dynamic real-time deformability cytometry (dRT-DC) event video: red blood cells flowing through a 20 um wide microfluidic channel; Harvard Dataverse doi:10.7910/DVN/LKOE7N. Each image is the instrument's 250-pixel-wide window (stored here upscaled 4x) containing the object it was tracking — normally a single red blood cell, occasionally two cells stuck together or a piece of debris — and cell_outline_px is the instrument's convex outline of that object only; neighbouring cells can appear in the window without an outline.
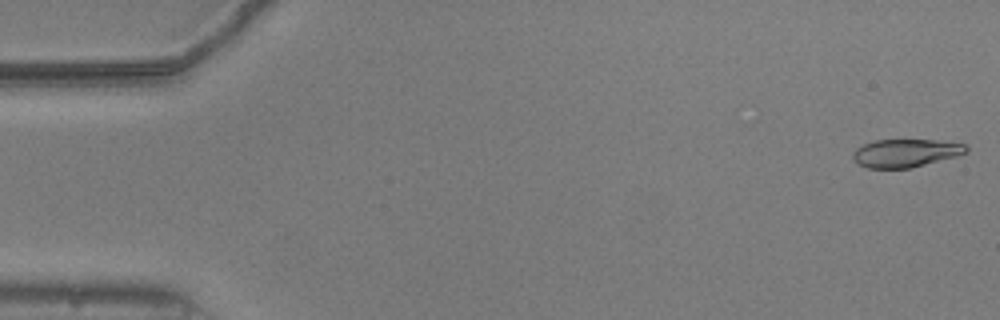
{"species": "common noctule bat (a hibernating species)", "species_latin": "Nyctalus noctula", "temperature_condition": "warm", "stored_images_in_passage": 54, "camera_frame_rate_fps": 3000, "um_per_image_px": 0.085, "animal": {"sex": "male", "body_mass_g": 20.5, "forearm_length_mm": 52.5}, "frame": {"image": 1, "passage_image": 1, "time_ms": 0.0, "image_size_px": [1000, 320], "cell_outline_px": [[968, 152], [956, 156], [908, 168], [868, 168], [860, 164], [852, 156], [852, 152], [856, 148], [872, 140], [936, 140], [968, 144]], "centroid_in_image_um": [76.99, 12.99], "position_along_channel_um": 8.0, "area_um2": 18.38}}
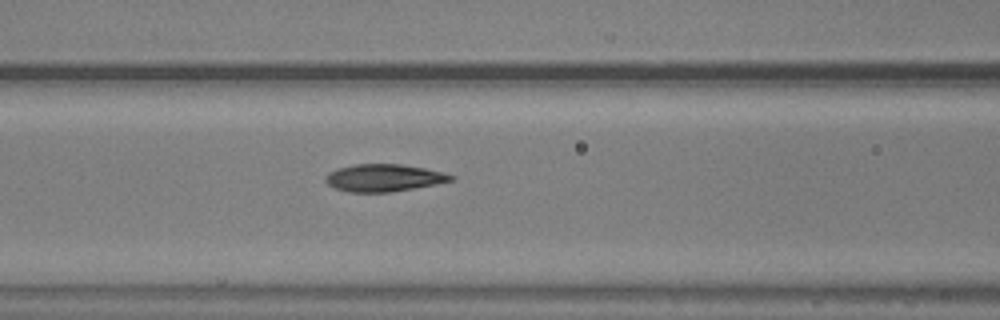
{"frame": {"image": 2, "passage_image": 22, "time_ms": 7.0, "image_size_px": [1000, 320], "cell_outline_px": [[456, 176], [452, 180], [436, 184], [392, 192], [348, 192], [336, 188], [328, 184], [324, 180], [324, 176], [328, 172], [336, 168], [356, 164], [400, 164], [424, 168], [444, 172]], "centroid_in_image_um": [32.6, 15.11], "position_along_channel_um": 134.0, "area_um2": 20.06}}
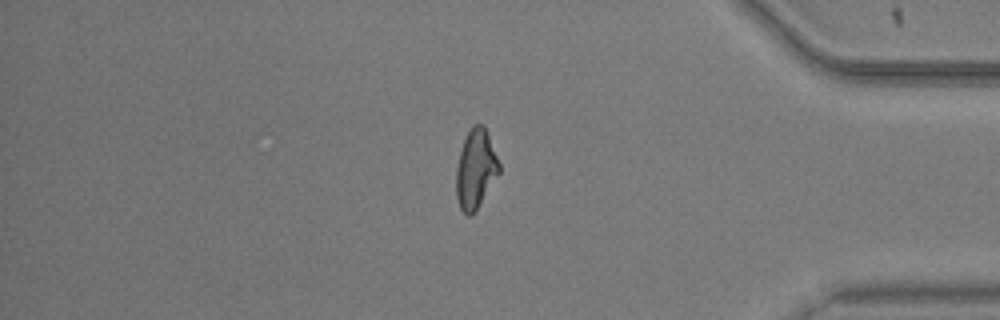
{"frame": {"image": 3, "passage_image": 45, "time_ms": 14.667, "image_size_px": [1000, 320], "cell_outline_px": [[500, 172], [472, 216], [468, 216], [460, 208], [456, 196], [456, 168], [460, 152], [464, 140], [472, 124], [484, 124], [500, 164]], "centroid_in_image_um": [40.43, 14.36], "position_along_channel_um": 394.8, "area_um2": 19.71}, "authors_computed_cell_mechanics": {"area_um2": 19.9988, "velocity_mm_per_s": 3.7757, "shape_relaxation_time_tau1_ms": null, "shape_relaxation_time_tau2_ms": 1.9233, "deformation_change_tau1": null, "deformation_change_tau2": 0.0848}}